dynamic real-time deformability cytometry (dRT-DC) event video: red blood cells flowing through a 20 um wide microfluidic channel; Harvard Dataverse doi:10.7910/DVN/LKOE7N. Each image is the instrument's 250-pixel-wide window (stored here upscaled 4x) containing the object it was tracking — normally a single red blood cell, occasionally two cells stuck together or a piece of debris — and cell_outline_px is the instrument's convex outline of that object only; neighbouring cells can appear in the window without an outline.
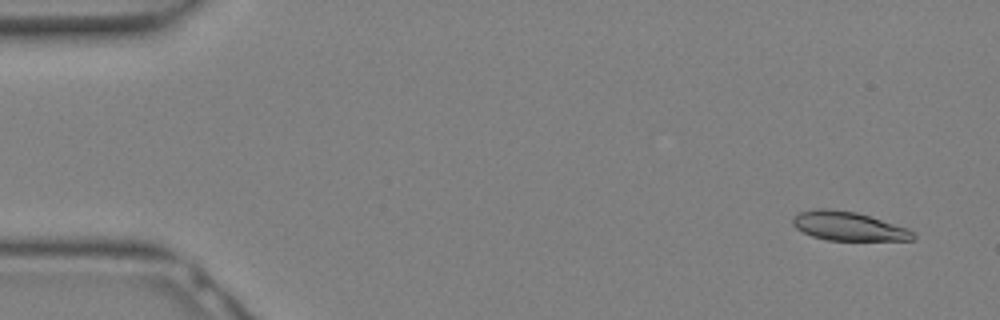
{"species": "Egyptian fruit bat (a non-hibernating species)", "species_latin": "Rousettus aegyptiacus", "temperature_condition": "warm", "stored_images_in_passage": 15, "camera_frame_rate_fps": 3000, "um_per_image_px": 0.085, "animal": {"sex": "female"}, "frame": {"image": 1, "passage_image": 2, "time_ms": 0.333, "image_size_px": [1000, 320], "cell_outline_px": [[916, 236], [912, 240], [828, 240], [812, 236], [796, 228], [792, 224], [792, 220], [800, 212], [820, 208], [828, 208], [856, 212], [908, 228]], "centroid_in_image_um": [72.11, 19.22], "position_along_channel_um": 12.9, "area_um2": 20.0}}
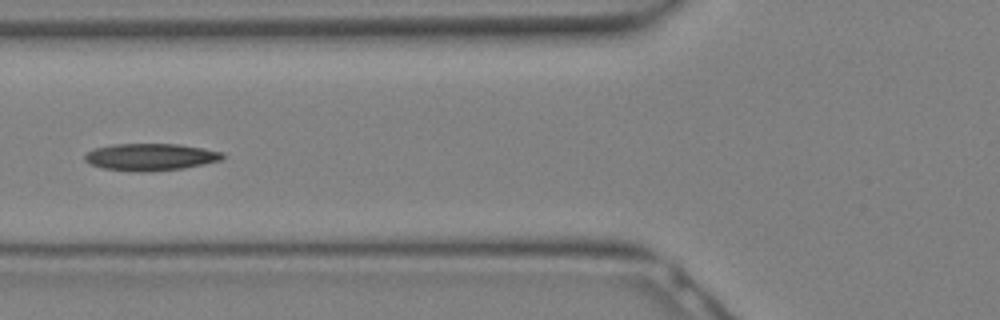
{"frame": {"image": 2, "passage_image": 12, "time_ms": 3.667, "image_size_px": [1000, 320], "cell_outline_px": [[224, 156], [220, 160], [204, 164], [184, 168], [152, 172], [104, 168], [92, 164], [84, 160], [84, 156], [92, 148], [112, 144], [180, 144], [204, 148], [224, 152]], "centroid_in_image_um": [12.82, 13.33], "position_along_channel_um": 113.0, "area_um2": 21.68}}
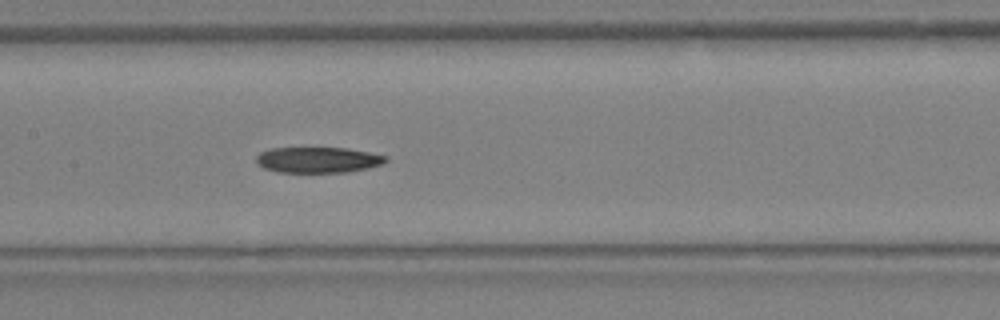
{"frame": {"image": 3, "passage_image": 15, "time_ms": 4.667, "image_size_px": [1000, 320], "cell_outline_px": [[388, 160], [384, 164], [368, 168], [344, 172], [280, 172], [264, 168], [256, 164], [256, 156], [260, 152], [268, 148], [348, 148], [388, 156]], "centroid_in_image_um": [27.03, 13.58], "position_along_channel_um": 180.4, "area_um2": 19.54}}